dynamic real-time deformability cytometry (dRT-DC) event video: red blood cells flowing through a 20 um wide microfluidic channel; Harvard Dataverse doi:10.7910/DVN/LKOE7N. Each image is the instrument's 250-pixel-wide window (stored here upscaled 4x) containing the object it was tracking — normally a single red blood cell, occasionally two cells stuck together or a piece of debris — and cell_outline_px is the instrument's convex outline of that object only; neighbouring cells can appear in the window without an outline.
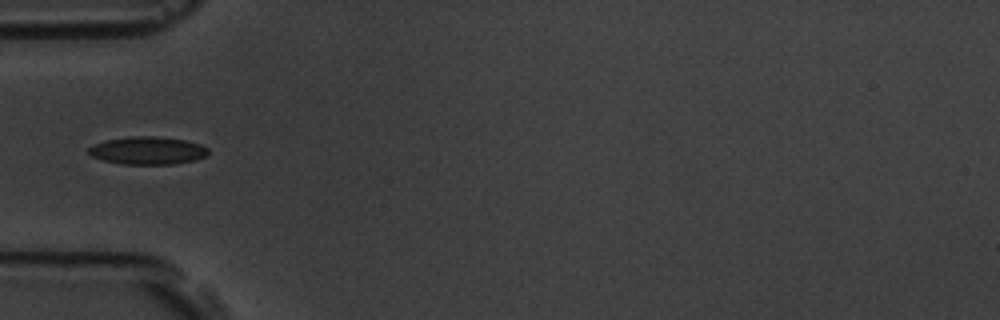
{"species": "common noctule bat (a hibernating species)", "species_latin": "Nyctalus noctula", "temperature_condition": "room temperature", "stored_images_in_passage": 6, "camera_frame_rate_fps": 3000, "um_per_image_px": 0.085, "animal": {"sex": "male", "body_mass_g": 19.5, "forearm_length_mm": 54.6}, "frame": {"image": 1, "passage_image": 6, "time_ms": 1.667, "image_size_px": [1000, 320], "cell_outline_px": [[208, 156], [196, 160], [172, 164], [120, 164], [104, 160], [92, 156], [88, 152], [88, 148], [92, 144], [108, 140], [132, 136], [156, 136], [184, 140], [200, 144], [208, 148]], "centroid_in_image_um": [12.57, 12.8], "position_along_channel_um": 72.4, "area_um2": 19.36}}